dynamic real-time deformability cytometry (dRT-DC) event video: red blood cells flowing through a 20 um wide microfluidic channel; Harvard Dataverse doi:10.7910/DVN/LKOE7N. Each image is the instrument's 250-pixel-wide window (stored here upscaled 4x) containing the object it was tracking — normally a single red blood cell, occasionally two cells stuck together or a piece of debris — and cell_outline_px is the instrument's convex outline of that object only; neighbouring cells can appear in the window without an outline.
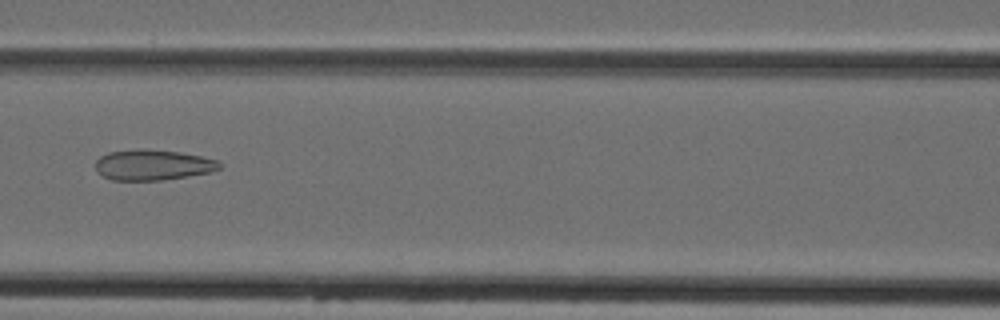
{"species": "Egyptian fruit bat (a non-hibernating species)", "species_latin": "Rousettus aegyptiacus", "temperature_condition": "cold", "stored_images_in_passage": 3, "camera_frame_rate_fps": 3000, "um_per_image_px": 0.085, "animal": {"sex": "female"}, "frame": {"image": 1, "passage_image": 3, "time_ms": 2.333, "image_size_px": [1000, 320], "cell_outline_px": [[220, 168], [212, 172], [164, 180], [112, 180], [96, 172], [96, 160], [100, 156], [108, 152], [140, 148], [144, 148], [180, 152], [200, 156], [216, 160], [220, 164]], "centroid_in_image_um": [12.96, 14.01], "position_along_channel_um": 153.6, "area_um2": 22.2}}